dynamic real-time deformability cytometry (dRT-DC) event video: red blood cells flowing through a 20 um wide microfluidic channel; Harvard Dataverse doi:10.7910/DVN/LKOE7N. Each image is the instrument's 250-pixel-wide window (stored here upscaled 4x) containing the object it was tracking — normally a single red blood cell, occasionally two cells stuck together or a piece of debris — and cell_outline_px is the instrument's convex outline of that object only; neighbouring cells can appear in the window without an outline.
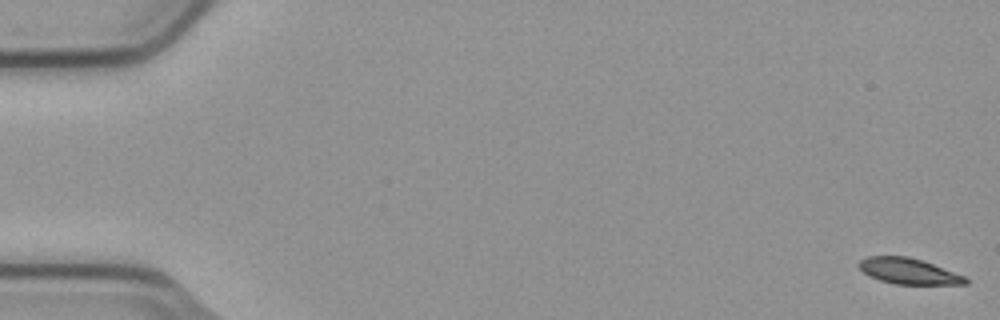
{"species": "common noctule bat (a hibernating species)", "species_latin": "Nyctalus noctula", "temperature_condition": "cold", "stored_images_in_passage": 6, "camera_frame_rate_fps": 3000, "um_per_image_px": 0.085, "animal": {"sex": "male", "body_mass_g": 23.1, "forearm_length_mm": 52.7}, "frame": {"image": 1, "passage_image": 1, "time_ms": 0.0, "image_size_px": [1000, 320], "cell_outline_px": [[968, 284], [896, 284], [880, 280], [868, 276], [856, 264], [860, 260], [868, 256], [908, 256], [932, 264], [964, 276], [968, 280]], "centroid_in_image_um": [77.18, 23.05], "position_along_channel_um": 7.8, "area_um2": 15.84}}